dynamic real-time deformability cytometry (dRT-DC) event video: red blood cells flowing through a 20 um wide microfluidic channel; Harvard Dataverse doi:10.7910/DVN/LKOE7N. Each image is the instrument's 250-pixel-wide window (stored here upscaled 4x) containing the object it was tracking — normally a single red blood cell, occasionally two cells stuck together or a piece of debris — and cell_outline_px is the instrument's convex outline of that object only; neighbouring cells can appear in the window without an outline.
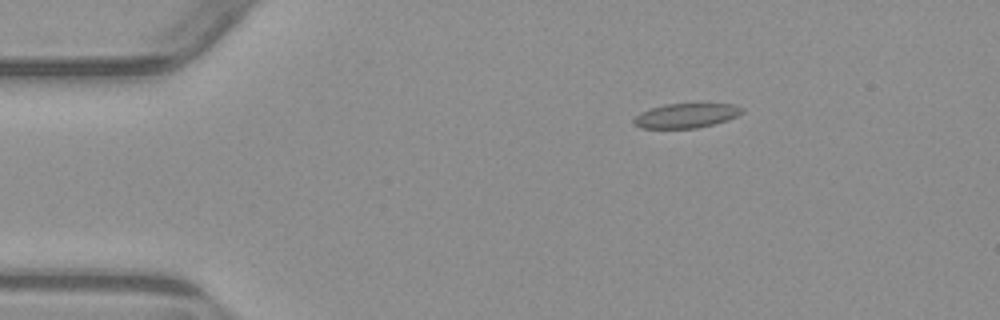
{"species": "common noctule bat (a hibernating species)", "species_latin": "Nyctalus noctula", "temperature_condition": "warm", "stored_images_in_passage": 4, "camera_frame_rate_fps": 3000, "um_per_image_px": 0.085, "animal": {"sex": "male", "body_mass_g": 23.1, "forearm_length_mm": 52.7}, "frame": {"image": 1, "passage_image": 3, "time_ms": 2.333, "image_size_px": [1000, 320], "cell_outline_px": [[744, 112], [728, 120], [696, 128], [640, 128], [632, 120], [640, 112], [664, 104], [732, 104], [744, 108]], "centroid_in_image_um": [58.33, 9.82], "position_along_channel_um": 26.7, "area_um2": 15.32}}